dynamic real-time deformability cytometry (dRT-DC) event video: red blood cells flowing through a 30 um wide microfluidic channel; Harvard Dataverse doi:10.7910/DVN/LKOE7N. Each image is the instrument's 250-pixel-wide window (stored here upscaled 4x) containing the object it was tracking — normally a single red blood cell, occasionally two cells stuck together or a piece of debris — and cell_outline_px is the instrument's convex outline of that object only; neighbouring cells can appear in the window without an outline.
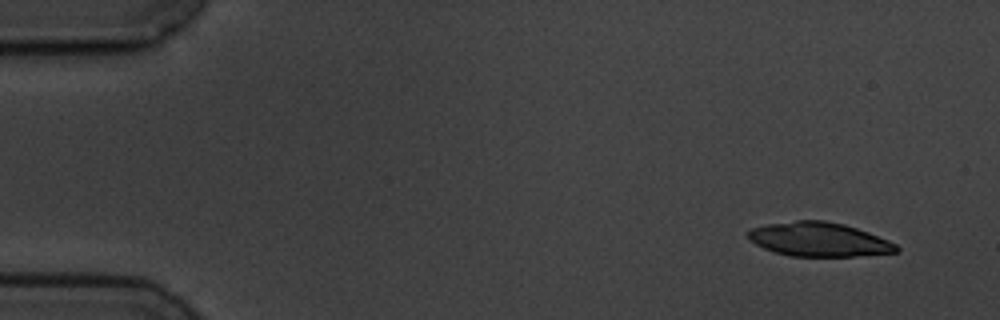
{"species": "common noctule bat (a hibernating species)", "species_latin": "Nyctalus noctula", "temperature_condition": "cold", "stored_images_in_passage": 5, "camera_frame_rate_fps": 3000, "um_per_image_px": 0.085, "animal": {"sex": "male", "body_mass_g": 19.5, "forearm_length_mm": 54.6}, "frame": {"image": 1, "passage_image": 1, "time_ms": 0.0, "image_size_px": [1000, 320], "cell_outline_px": [[900, 248], [896, 252], [852, 256], [788, 256], [764, 248], [756, 244], [748, 236], [748, 232], [752, 228], [768, 224], [796, 220], [824, 220], [844, 224], [868, 232], [888, 240], [896, 244]], "centroid_in_image_um": [69.62, 20.35], "position_along_channel_um": 15.4, "area_um2": 29.13}}